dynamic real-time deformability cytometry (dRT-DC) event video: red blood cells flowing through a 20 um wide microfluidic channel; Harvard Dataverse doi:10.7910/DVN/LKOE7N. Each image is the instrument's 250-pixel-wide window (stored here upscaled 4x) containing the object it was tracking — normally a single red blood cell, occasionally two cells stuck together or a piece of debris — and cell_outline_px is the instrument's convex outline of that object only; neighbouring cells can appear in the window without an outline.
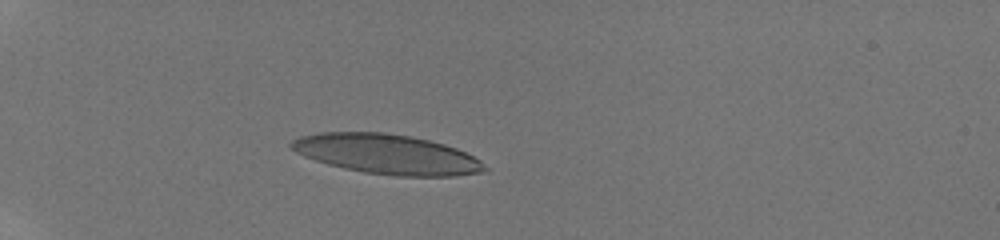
{"species": "human", "species_latin": "Homo sapiens", "temperature_condition": "room temperature", "stored_images_in_passage": 12, "camera_frame_rate_fps": 3000, "um_per_image_px": 0.085, "donor": {"sex": "male"}, "frame": {"image": 1, "passage_image": 2, "time_ms": 1.0, "image_size_px": [1000, 240], "cell_outline_px": [[488, 172], [456, 176], [396, 176], [364, 172], [344, 168], [328, 164], [304, 156], [296, 152], [288, 144], [292, 140], [300, 136], [320, 132], [384, 132], [412, 136], [444, 144], [456, 148], [480, 160], [488, 168]], "centroid_in_image_um": [32.91, 13.11], "position_along_channel_um": 52.1, "area_um2": 44.91}}
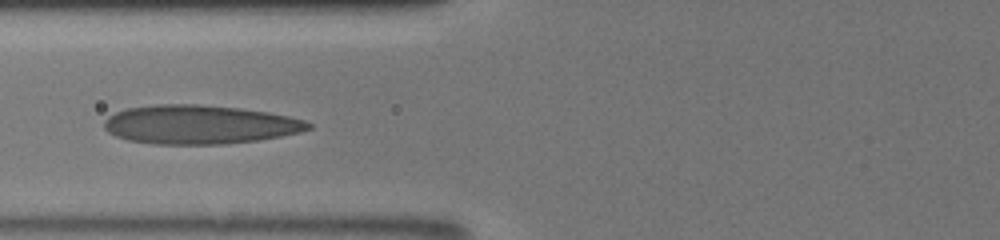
{"frame": {"image": 2, "passage_image": 8, "time_ms": 3.333, "image_size_px": [1000, 240], "cell_outline_px": [[312, 128], [300, 132], [260, 140], [224, 144], [152, 144], [128, 140], [116, 136], [108, 132], [104, 128], [104, 120], [108, 116], [116, 112], [128, 108], [156, 104], [200, 104], [240, 108], [268, 112], [288, 116], [304, 120], [312, 124]], "centroid_in_image_um": [16.96, 10.59], "position_along_channel_um": 108.8, "area_um2": 46.41}}
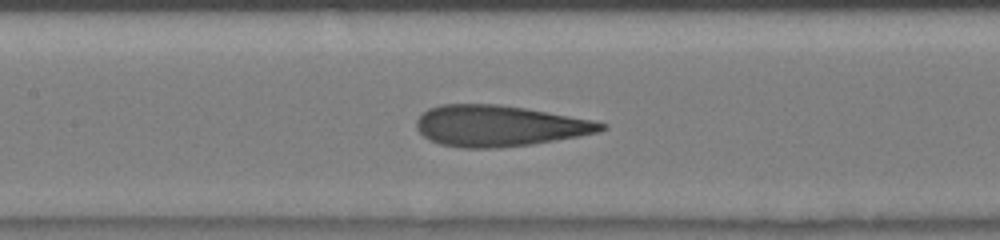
{"frame": {"image": 3, "passage_image": 11, "time_ms": 4.667, "image_size_px": [1000, 240], "cell_outline_px": [[608, 128], [600, 132], [528, 144], [496, 148], [460, 148], [440, 144], [424, 136], [416, 128], [416, 120], [428, 108], [440, 104], [500, 104], [548, 112], [592, 120], [608, 124]], "centroid_in_image_um": [42.4, 10.69], "position_along_channel_um": 165.0, "area_um2": 43.87}}